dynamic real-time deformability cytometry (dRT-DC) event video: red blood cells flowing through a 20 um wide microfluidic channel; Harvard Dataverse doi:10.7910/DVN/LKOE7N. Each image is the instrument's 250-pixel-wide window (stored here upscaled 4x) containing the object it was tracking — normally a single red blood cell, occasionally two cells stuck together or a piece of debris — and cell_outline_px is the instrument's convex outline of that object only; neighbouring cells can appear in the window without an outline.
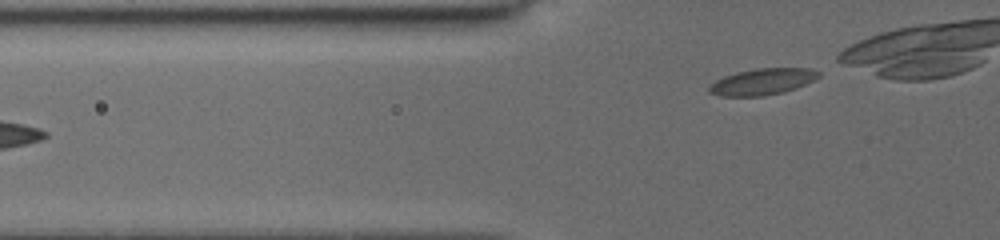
{"species": "common noctule bat (a hibernating species)", "species_latin": "Nyctalus noctula", "temperature_condition": "cold", "stored_images_in_passage": 6, "segment_of_instrument_passage": [2, 2], "camera_frame_rate_fps": 3000, "um_per_image_px": 0.085, "animal": {"sex": "female", "body_mass_g": 19.5, "forearm_length_mm": 54.1}, "frame": {"image": 1, "passage_image": 6, "time_ms": 3.333, "image_size_px": [1000, 240], "cell_outline_px": [[820, 76], [796, 88], [784, 92], [764, 96], [720, 96], [708, 92], [708, 88], [716, 80], [724, 76], [736, 72], [756, 68], [812, 68], [820, 72]], "centroid_in_image_um": [64.8, 6.94], "position_along_channel_um": 61.0, "area_um2": 16.82}}